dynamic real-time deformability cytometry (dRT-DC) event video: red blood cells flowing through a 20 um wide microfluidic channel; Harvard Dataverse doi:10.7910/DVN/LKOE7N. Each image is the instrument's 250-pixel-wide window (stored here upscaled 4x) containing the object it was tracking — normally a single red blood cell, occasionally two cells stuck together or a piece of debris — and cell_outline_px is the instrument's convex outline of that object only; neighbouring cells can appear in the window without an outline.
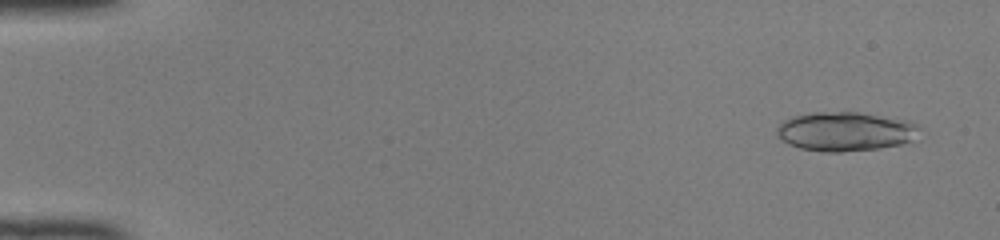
{"species": "common noctule bat (a hibernating species)", "species_latin": "Nyctalus noctula", "temperature_condition": "room temperature", "stored_images_in_passage": 23, "camera_frame_rate_fps": 3000, "um_per_image_px": 0.085, "animal": {"sex": "female", "body_mass_g": 22.0, "forearm_length_mm": 56.7}, "frame": {"image": 1, "passage_image": 3, "time_ms": 0.667, "image_size_px": [1000, 240], "cell_outline_px": [[920, 128], [912, 140], [900, 144], [880, 148], [840, 152], [824, 152], [800, 148], [788, 144], [776, 136], [776, 128], [784, 120], [792, 116], [812, 112], [856, 112], [908, 120], [916, 124]], "centroid_in_image_um": [71.81, 11.17], "position_along_channel_um": 13.2, "area_um2": 32.54}}
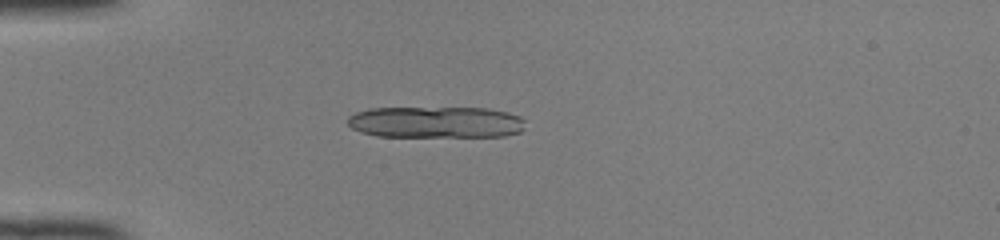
{"frame": {"image": 2, "passage_image": 14, "time_ms": 4.333, "image_size_px": [1000, 240], "cell_outline_px": [[524, 128], [520, 132], [504, 136], [376, 136], [360, 132], [352, 128], [348, 124], [348, 116], [356, 112], [368, 108], [488, 108], [508, 112], [520, 116], [524, 120]], "centroid_in_image_um": [37.04, 10.38], "position_along_channel_um": 48.0, "area_um2": 32.71}}